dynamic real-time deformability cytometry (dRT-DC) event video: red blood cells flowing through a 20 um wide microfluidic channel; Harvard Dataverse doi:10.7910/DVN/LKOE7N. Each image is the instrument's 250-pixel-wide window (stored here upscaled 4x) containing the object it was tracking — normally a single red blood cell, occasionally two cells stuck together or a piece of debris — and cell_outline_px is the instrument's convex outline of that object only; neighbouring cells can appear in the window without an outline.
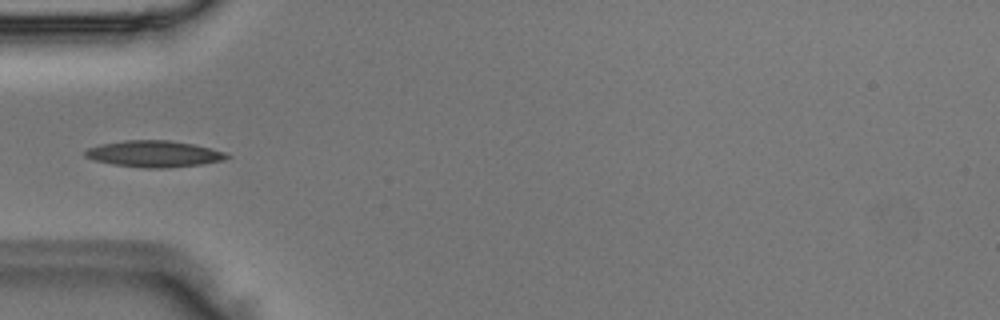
{"species": "Egyptian fruit bat (a non-hibernating species)", "species_latin": "Rousettus aegyptiacus", "temperature_condition": "room temperature", "stored_images_in_passage": 5, "camera_frame_rate_fps": 3000, "um_per_image_px": 0.085, "animal": {"sex": "male"}, "frame": {"image": 1, "passage_image": 5, "time_ms": 1.333, "image_size_px": [1000, 320], "cell_outline_px": [[232, 156], [224, 160], [200, 164], [168, 168], [144, 168], [112, 164], [92, 160], [84, 156], [84, 152], [88, 148], [100, 144], [124, 140], [168, 140], [192, 144], [212, 148], [224, 152]], "centroid_in_image_um": [13.07, 13.08], "position_along_channel_um": 71.9, "area_um2": 21.91}}